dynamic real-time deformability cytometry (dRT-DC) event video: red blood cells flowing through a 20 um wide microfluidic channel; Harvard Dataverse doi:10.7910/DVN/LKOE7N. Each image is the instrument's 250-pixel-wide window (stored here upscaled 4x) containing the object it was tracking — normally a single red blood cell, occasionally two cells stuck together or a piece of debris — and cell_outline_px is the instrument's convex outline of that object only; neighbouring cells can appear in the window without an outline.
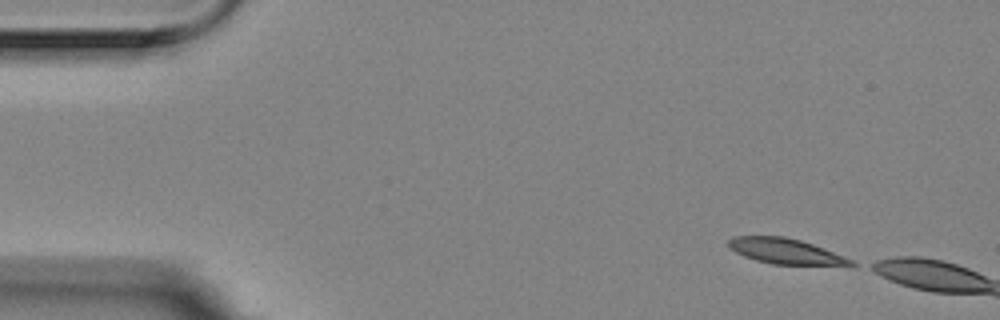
{"species": "Egyptian fruit bat (a non-hibernating species)", "species_latin": "Rousettus aegyptiacus", "temperature_condition": "room temperature", "stored_images_in_passage": 8, "camera_frame_rate_fps": 3000, "um_per_image_px": 0.085, "animal": {"sex": "female"}, "frame": {"image": 1, "passage_image": 1, "time_ms": 0.0, "image_size_px": [1000, 320], "cell_outline_px": [[860, 264], [852, 268], [772, 264], [756, 260], [744, 256], [728, 248], [728, 240], [732, 236], [784, 236], [800, 240], [812, 244], [852, 260]], "centroid_in_image_um": [66.9, 21.41], "position_along_channel_um": 18.1, "area_um2": 18.9}}